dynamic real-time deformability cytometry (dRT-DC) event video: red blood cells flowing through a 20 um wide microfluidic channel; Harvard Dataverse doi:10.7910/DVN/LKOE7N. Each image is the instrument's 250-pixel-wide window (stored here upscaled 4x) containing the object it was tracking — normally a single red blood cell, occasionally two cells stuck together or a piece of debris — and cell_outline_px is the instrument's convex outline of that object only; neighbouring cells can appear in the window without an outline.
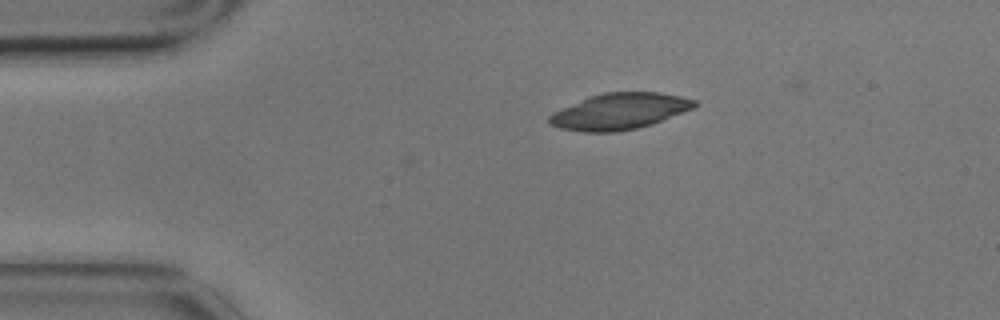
{"species": "common noctule bat (a hibernating species)", "species_latin": "Nyctalus noctula", "temperature_condition": "cold", "stored_images_in_passage": 2, "camera_frame_rate_fps": 3000, "um_per_image_px": 0.085, "animal": {"sex": "male", "body_mass_g": 17.9}, "frame": {"image": 1, "passage_image": 1, "time_ms": 0.0, "image_size_px": [1000, 320], "cell_outline_px": [[700, 104], [696, 108], [652, 124], [636, 128], [616, 132], [584, 132], [560, 128], [548, 124], [548, 116], [552, 112], [588, 96], [604, 92], [660, 92], [680, 96], [696, 100]], "centroid_in_image_um": [52.67, 9.46], "position_along_channel_um": 32.3, "area_um2": 30.98}}